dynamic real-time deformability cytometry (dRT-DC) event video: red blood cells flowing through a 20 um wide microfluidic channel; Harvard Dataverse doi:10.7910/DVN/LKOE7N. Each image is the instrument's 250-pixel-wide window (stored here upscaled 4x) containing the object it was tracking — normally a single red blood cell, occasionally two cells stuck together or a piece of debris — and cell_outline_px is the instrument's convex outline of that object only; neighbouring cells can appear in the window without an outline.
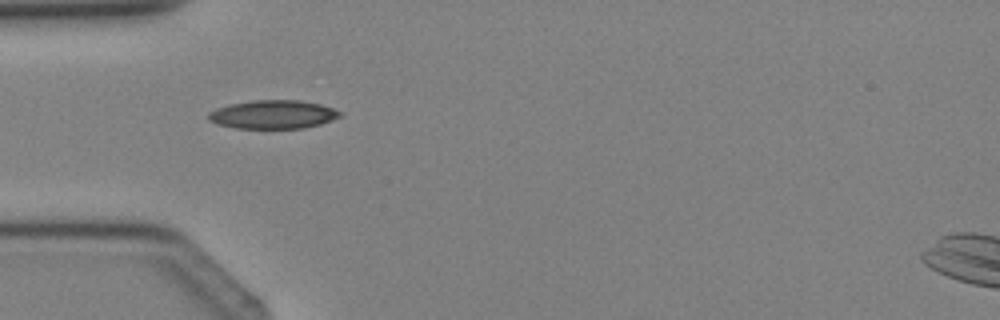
{"species": "Egyptian fruit bat (a non-hibernating species)", "species_latin": "Rousettus aegyptiacus", "temperature_condition": "cold", "stored_images_in_passage": 4, "camera_frame_rate_fps": 3000, "um_per_image_px": 0.085, "animal": {"sex": "female"}, "frame": {"image": 1, "passage_image": 3, "time_ms": 2.333, "image_size_px": [1000, 320], "cell_outline_px": [[344, 112], [340, 116], [332, 120], [320, 124], [304, 128], [236, 128], [216, 124], [208, 120], [208, 112], [216, 108], [232, 104], [252, 100], [300, 100], [320, 104]], "centroid_in_image_um": [23.2, 9.73], "position_along_channel_um": 61.8, "area_um2": 21.91}}
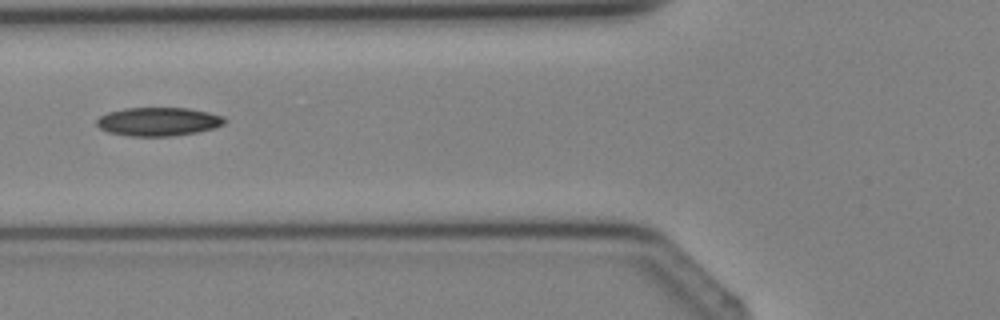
{"frame": {"image": 2, "passage_image": 4, "time_ms": 3.333, "image_size_px": [1000, 320], "cell_outline_px": [[228, 120], [224, 124], [216, 128], [196, 132], [172, 136], [132, 136], [108, 132], [100, 128], [96, 124], [96, 120], [100, 116], [108, 112], [124, 108], [188, 108], [208, 112], [220, 116]], "centroid_in_image_um": [13.46, 10.33], "position_along_channel_um": 112.3, "area_um2": 21.27}}